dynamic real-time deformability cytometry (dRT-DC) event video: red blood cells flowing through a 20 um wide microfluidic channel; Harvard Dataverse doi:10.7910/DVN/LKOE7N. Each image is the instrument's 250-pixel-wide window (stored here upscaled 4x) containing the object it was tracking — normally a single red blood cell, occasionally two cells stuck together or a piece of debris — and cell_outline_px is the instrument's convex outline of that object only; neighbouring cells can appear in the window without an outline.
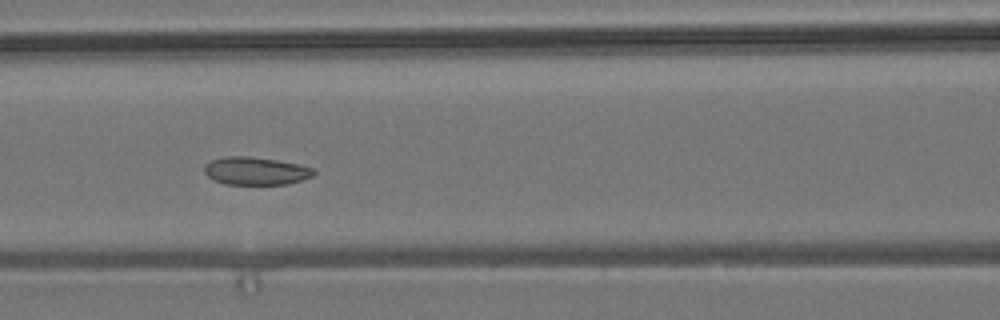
{"species": "common noctule bat (a hibernating species)", "species_latin": "Nyctalus noctula", "temperature_condition": "room temperature", "stored_images_in_passage": 8, "camera_frame_rate_fps": 3000, "um_per_image_px": 0.085, "animal": {"sex": "male", "body_mass_g": 19.2, "forearm_length_mm": 51.8}, "frame": {"image": 1, "passage_image": 6, "time_ms": 5.667, "image_size_px": [1000, 320], "cell_outline_px": [[316, 172], [312, 176], [288, 184], [224, 184], [208, 176], [204, 172], [204, 164], [212, 160], [224, 156], [248, 156], [276, 160], [300, 164], [312, 168]], "centroid_in_image_um": [21.72, 14.52], "position_along_channel_um": 144.9, "area_um2": 17.69}}
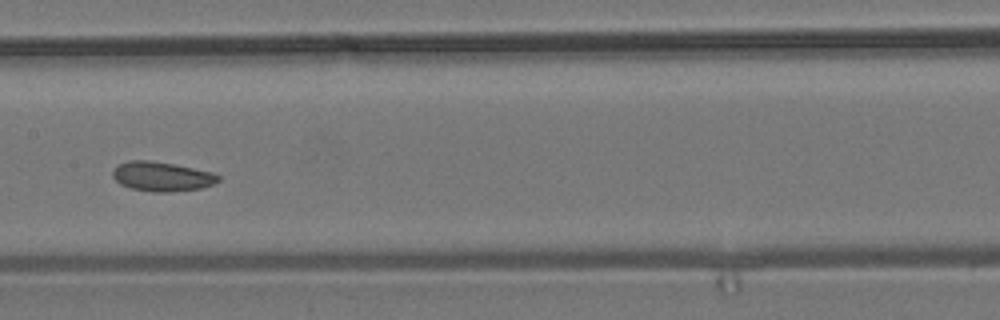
{"frame": {"image": 2, "passage_image": 7, "time_ms": 7.0, "image_size_px": [1000, 320], "cell_outline_px": [[220, 180], [212, 184], [200, 188], [168, 192], [152, 192], [132, 188], [120, 184], [112, 176], [112, 172], [120, 164], [128, 160], [152, 160], [212, 172], [220, 176]], "centroid_in_image_um": [13.75, 15.0], "position_along_channel_um": 193.7, "area_um2": 17.92}}
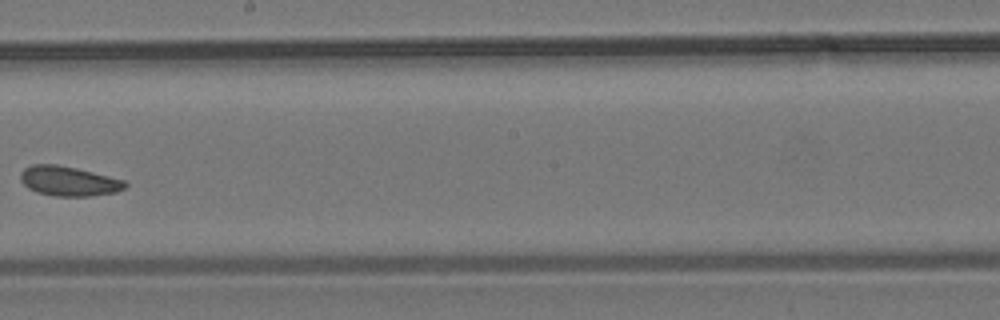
{"frame": {"image": 3, "passage_image": 8, "time_ms": 8.333, "image_size_px": [1000, 320], "cell_outline_px": [[128, 184], [124, 188], [116, 192], [92, 196], [56, 196], [36, 192], [28, 188], [20, 180], [20, 172], [24, 168], [32, 164], [56, 164], [76, 168], [124, 180]], "centroid_in_image_um": [5.81, 15.39], "position_along_channel_um": 242.4, "area_um2": 18.09}}